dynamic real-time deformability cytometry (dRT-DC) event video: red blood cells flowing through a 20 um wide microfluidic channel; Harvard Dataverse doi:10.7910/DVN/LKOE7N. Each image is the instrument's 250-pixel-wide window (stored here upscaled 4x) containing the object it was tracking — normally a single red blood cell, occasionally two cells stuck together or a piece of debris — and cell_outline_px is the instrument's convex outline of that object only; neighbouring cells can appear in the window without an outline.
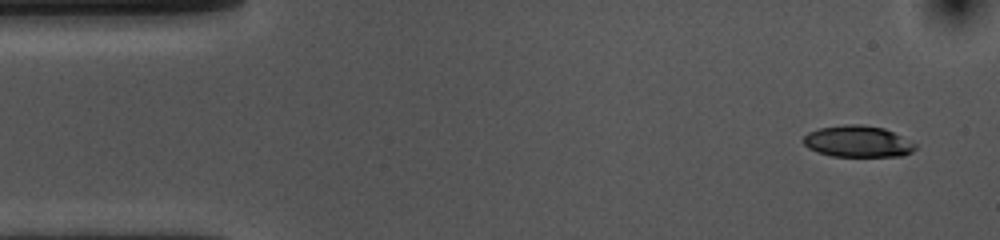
{"species": "common noctule bat (a hibernating species)", "species_latin": "Nyctalus noctula", "temperature_condition": "cold", "stored_images_in_passage": 52, "camera_frame_rate_fps": 3000, "um_per_image_px": 0.085, "animal": {"sex": "female", "body_mass_g": 10.0, "forearm_length_mm": 53.1}, "frame": {"image": 1, "passage_image": 1, "time_ms": 0.0, "image_size_px": [1000, 240], "cell_outline_px": [[916, 148], [912, 152], [904, 156], [832, 156], [816, 152], [808, 148], [804, 144], [804, 136], [808, 132], [820, 128], [844, 124], [864, 124], [884, 128], [916, 144]], "centroid_in_image_um": [72.9, 12.02], "position_along_channel_um": 12.1, "area_um2": 20.52}}
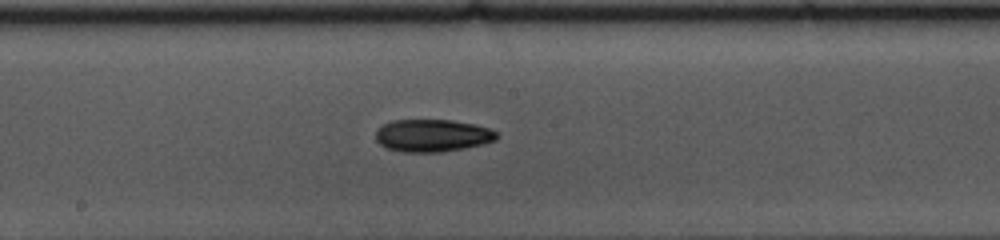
{"frame": {"image": 2, "passage_image": 25, "time_ms": 8.0, "image_size_px": [1000, 240], "cell_outline_px": [[496, 140], [484, 144], [464, 148], [440, 152], [404, 152], [388, 148], [380, 144], [376, 140], [376, 132], [384, 124], [392, 120], [452, 120], [476, 124], [492, 128], [496, 132]], "centroid_in_image_um": [36.79, 11.51], "position_along_channel_um": 211.4, "area_um2": 22.89}}
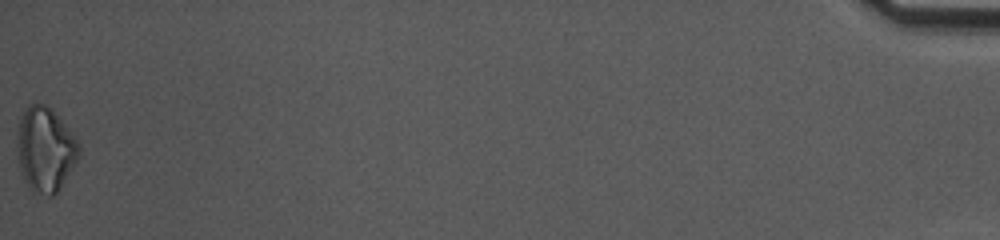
{"frame": {"image": 3, "passage_image": 52, "time_ms": 17.0, "image_size_px": [1000, 240], "cell_outline_px": [[80, 156], [56, 192], [52, 196], [48, 196], [32, 192], [28, 188], [24, 180], [20, 168], [16, 152], [16, 132], [20, 116], [24, 108], [32, 100], [44, 104], [52, 108], [76, 136], [80, 144]], "centroid_in_image_um": [3.82, 12.63], "position_along_channel_um": 431.4, "area_um2": 31.33}, "authors_computed_cell_mechanics": {"area_um2": 21.8195, "velocity_mm_per_s": 3.6323, "shape_relaxation_time_tau1_ms": 6.2911, "shape_relaxation_time_tau2_ms": null, "deformation_change_tau1": 0.132, "deformation_change_tau2": null}}